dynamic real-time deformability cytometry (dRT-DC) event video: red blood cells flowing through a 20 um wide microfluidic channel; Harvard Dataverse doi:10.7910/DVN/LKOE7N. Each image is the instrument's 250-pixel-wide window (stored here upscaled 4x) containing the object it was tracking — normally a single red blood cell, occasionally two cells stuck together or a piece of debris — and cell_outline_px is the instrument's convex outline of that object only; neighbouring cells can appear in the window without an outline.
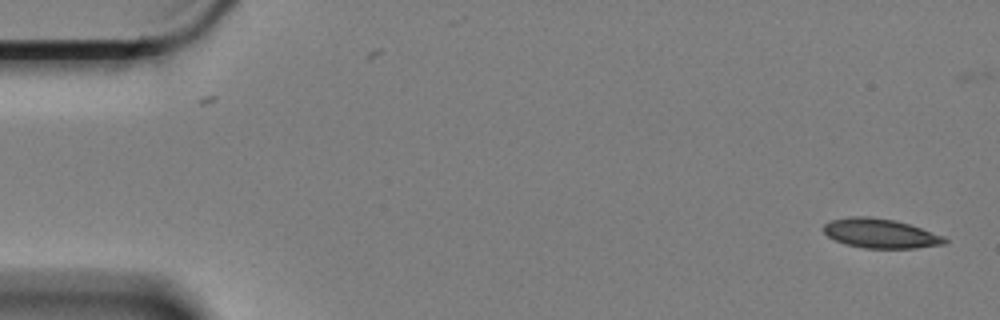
{"species": "Egyptian fruit bat (a non-hibernating species)", "species_latin": "Rousettus aegyptiacus", "temperature_condition": "cold", "stored_images_in_passage": 58, "camera_frame_rate_fps": 3000, "um_per_image_px": 0.085, "animal": {"sex": "female"}, "frame": {"image": 1, "passage_image": 1, "time_ms": 0.0, "image_size_px": [1000, 320], "cell_outline_px": [[948, 240], [944, 244], [916, 248], [864, 248], [848, 244], [836, 240], [828, 236], [824, 232], [824, 224], [832, 220], [848, 216], [868, 216], [892, 220], [908, 224], [944, 236]], "centroid_in_image_um": [74.83, 19.84], "position_along_channel_um": 10.2, "area_um2": 20.46}}
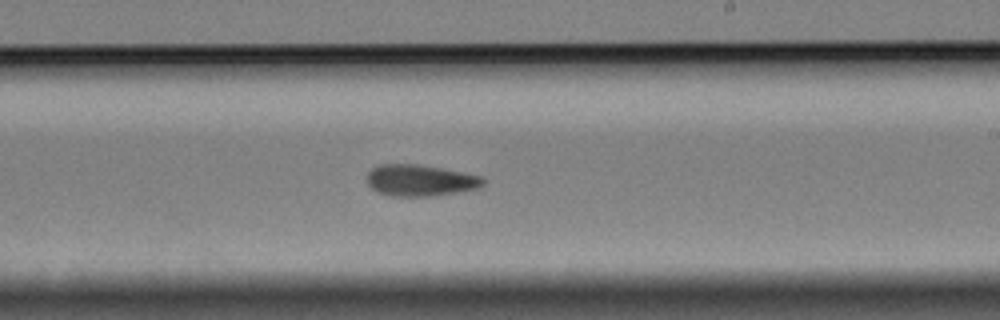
{"frame": {"image": 2, "passage_image": 34, "time_ms": 11.0, "image_size_px": [1000, 320], "cell_outline_px": [[484, 184], [476, 188], [456, 192], [428, 196], [388, 196], [376, 192], [368, 184], [368, 172], [376, 164], [416, 164], [440, 168], [480, 176], [484, 180]], "centroid_in_image_um": [35.64, 15.33], "position_along_channel_um": 253.4, "area_um2": 21.04}}
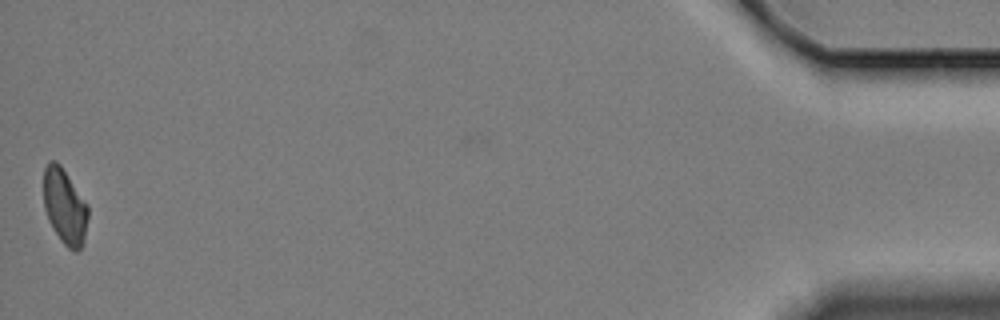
{"frame": {"image": 3, "passage_image": 58, "time_ms": 19.0, "image_size_px": [1000, 320], "cell_outline_px": [[88, 216], [84, 244], [76, 252], [68, 248], [60, 240], [48, 220], [44, 208], [44, 168], [52, 160], [56, 160], [60, 164], [88, 204]], "centroid_in_image_um": [5.51, 17.57], "position_along_channel_um": 429.7, "area_um2": 19.65}}